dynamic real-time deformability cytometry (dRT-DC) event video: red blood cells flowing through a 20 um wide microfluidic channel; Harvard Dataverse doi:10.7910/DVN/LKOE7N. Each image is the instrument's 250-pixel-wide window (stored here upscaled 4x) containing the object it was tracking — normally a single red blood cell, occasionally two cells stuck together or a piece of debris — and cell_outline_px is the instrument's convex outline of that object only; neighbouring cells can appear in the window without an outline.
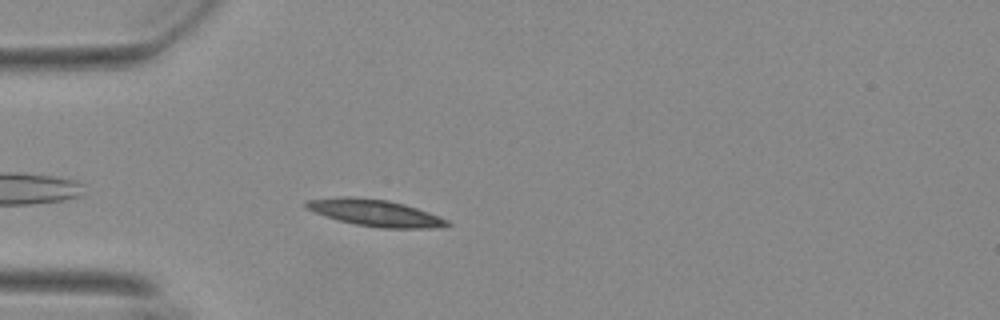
{"species": "Egyptian fruit bat (a non-hibernating species)", "species_latin": "Rousettus aegyptiacus", "temperature_condition": "warm", "stored_images_in_passage": 41, "camera_frame_rate_fps": 3000, "um_per_image_px": 0.085, "animal": {"sex": "female"}, "frame": {"image": 1, "passage_image": 4, "time_ms": 1.0, "image_size_px": [1000, 320], "cell_outline_px": [[452, 224], [440, 228], [380, 228], [356, 224], [336, 220], [304, 208], [304, 204], [308, 200], [344, 196], [352, 196], [388, 200], [404, 204], [428, 212], [448, 220]], "centroid_in_image_um": [31.88, 18.1], "position_along_channel_um": 53.1, "area_um2": 21.96}}
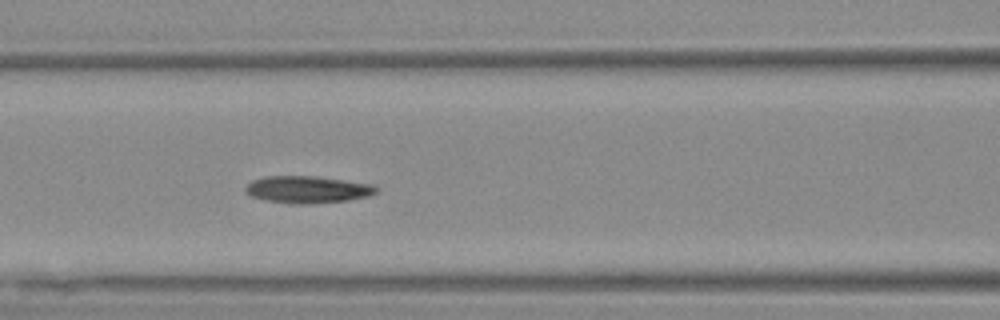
{"frame": {"image": 2, "passage_image": 12, "time_ms": 3.667, "image_size_px": [1000, 320], "cell_outline_px": [[376, 192], [368, 196], [348, 200], [308, 204], [292, 204], [264, 200], [252, 196], [244, 192], [244, 188], [252, 180], [264, 176], [312, 176], [372, 184], [376, 188]], "centroid_in_image_um": [26.07, 16.11], "position_along_channel_um": 140.5, "area_um2": 20.52}}
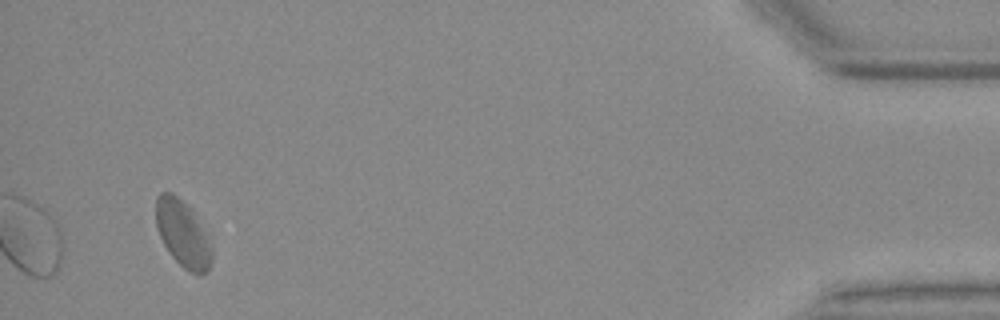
{"frame": {"image": 3, "passage_image": 41, "time_ms": 13.333, "image_size_px": [1000, 320], "cell_outline_px": [[212, 264], [200, 276], [188, 272], [168, 252], [160, 236], [156, 224], [156, 200], [160, 192], [172, 192], [188, 204], [204, 232], [212, 248]], "centroid_in_image_um": [15.53, 19.87], "position_along_channel_um": 419.7, "area_um2": 21.5}, "authors_computed_cell_mechanics": {"area_um2": 21.1548, "velocity_mm_per_s": 3.6687, "shape_relaxation_time_tau1_ms": 4.0567, "shape_relaxation_time_tau2_ms": 2.6155, "deformation_change_tau1": 0.1228, "deformation_change_tau2": 0.1094}}